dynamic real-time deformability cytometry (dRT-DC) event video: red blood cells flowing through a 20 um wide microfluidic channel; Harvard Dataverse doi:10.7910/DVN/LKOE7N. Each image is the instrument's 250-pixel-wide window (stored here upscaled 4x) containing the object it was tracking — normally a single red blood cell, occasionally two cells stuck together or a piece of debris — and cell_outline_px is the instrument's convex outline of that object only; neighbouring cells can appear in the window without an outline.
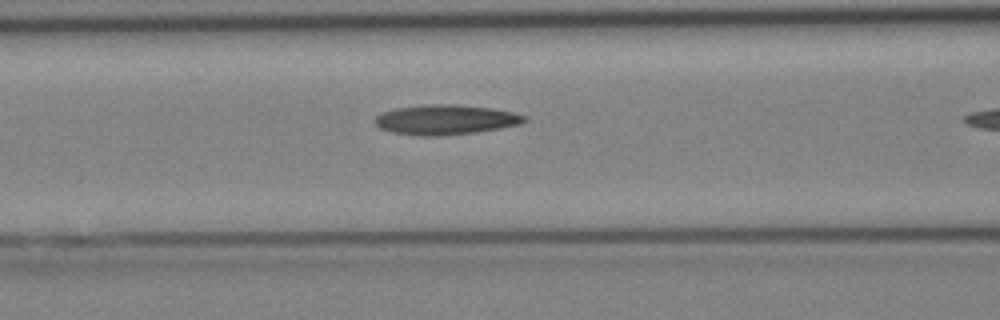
{"species": "Egyptian fruit bat (a non-hibernating species)", "species_latin": "Rousettus aegyptiacus", "temperature_condition": "cold", "stored_images_in_passage": 9, "camera_frame_rate_fps": 3000, "um_per_image_px": 0.085, "animal": {"sex": "female"}, "frame": {"image": 1, "passage_image": 8, "time_ms": 2.333, "image_size_px": [1000, 320], "cell_outline_px": [[528, 120], [520, 124], [500, 128], [476, 132], [440, 136], [420, 136], [392, 132], [380, 128], [372, 120], [380, 112], [396, 108], [432, 104], [452, 104], [492, 108], [512, 112], [528, 116]], "centroid_in_image_um": [37.87, 10.17], "position_along_channel_um": 128.7, "area_um2": 26.13}}